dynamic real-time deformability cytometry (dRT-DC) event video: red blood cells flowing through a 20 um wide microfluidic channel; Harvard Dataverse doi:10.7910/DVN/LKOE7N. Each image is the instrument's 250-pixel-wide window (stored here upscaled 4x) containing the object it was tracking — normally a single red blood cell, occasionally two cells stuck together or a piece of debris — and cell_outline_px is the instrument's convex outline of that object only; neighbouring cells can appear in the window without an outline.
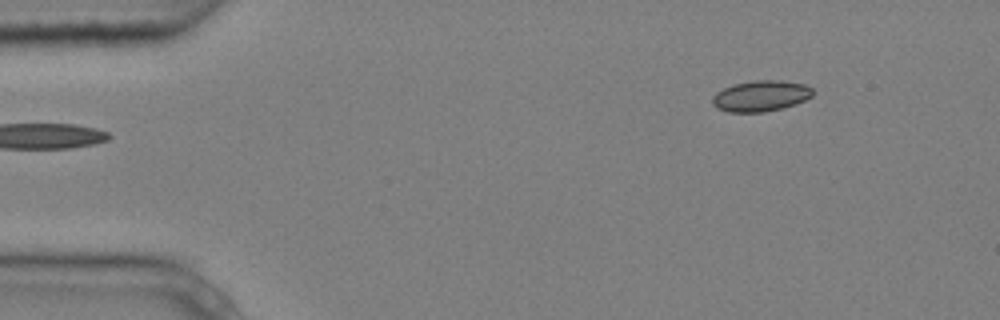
{"species": "common noctule bat (a hibernating species)", "species_latin": "Nyctalus noctula", "temperature_condition": "cold", "stored_images_in_passage": 4, "camera_frame_rate_fps": 3000, "um_per_image_px": 0.085, "animal": {"sex": "male", "body_mass_g": 20.4}, "frame": {"image": 1, "passage_image": 4, "time_ms": 1.0, "image_size_px": [1000, 320], "cell_outline_px": [[812, 96], [796, 104], [784, 108], [764, 112], [728, 112], [716, 108], [712, 104], [712, 96], [716, 92], [732, 84], [756, 80], [780, 80], [804, 84], [812, 88]], "centroid_in_image_um": [64.64, 8.16], "position_along_channel_um": 20.4, "area_um2": 18.21}}